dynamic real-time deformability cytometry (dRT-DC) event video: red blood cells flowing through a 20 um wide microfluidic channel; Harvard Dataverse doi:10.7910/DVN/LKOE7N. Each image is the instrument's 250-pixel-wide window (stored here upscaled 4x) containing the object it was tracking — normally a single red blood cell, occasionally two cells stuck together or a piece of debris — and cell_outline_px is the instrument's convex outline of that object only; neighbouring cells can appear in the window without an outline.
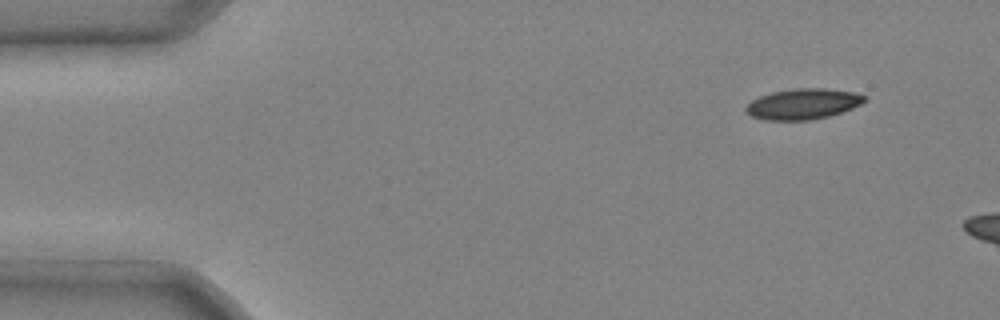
{"species": "common noctule bat (a hibernating species)", "species_latin": "Nyctalus noctula", "temperature_condition": "cold", "stored_images_in_passage": 2, "camera_frame_rate_fps": 3000, "um_per_image_px": 0.085, "animal": {"sex": "male", "body_mass_g": 20.4}, "frame": {"image": 1, "passage_image": 1, "time_ms": 0.0, "image_size_px": [1000, 320], "cell_outline_px": [[868, 100], [852, 108], [828, 116], [808, 120], [764, 120], [752, 116], [744, 112], [744, 108], [752, 100], [760, 96], [772, 92], [796, 88], [824, 88], [852, 92], [864, 96]], "centroid_in_image_um": [68.22, 8.84], "position_along_channel_um": 16.8, "area_um2": 21.04}}